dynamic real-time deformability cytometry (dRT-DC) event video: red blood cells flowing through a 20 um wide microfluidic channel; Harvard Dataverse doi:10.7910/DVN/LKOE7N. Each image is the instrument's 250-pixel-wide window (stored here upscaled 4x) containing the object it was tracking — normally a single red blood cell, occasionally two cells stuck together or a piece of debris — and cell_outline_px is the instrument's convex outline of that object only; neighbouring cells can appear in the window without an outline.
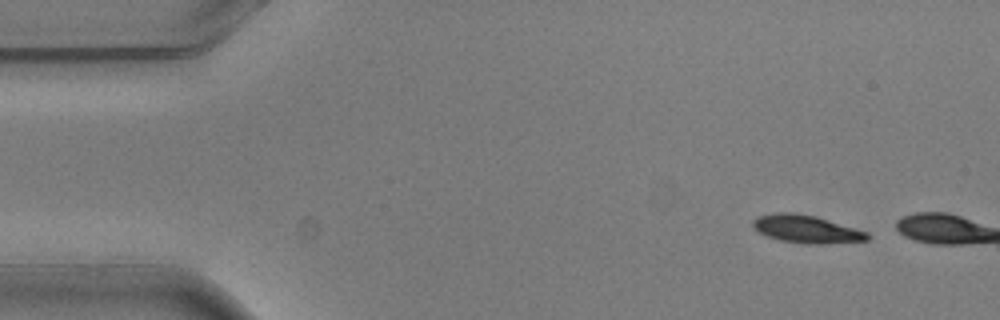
{"species": "common noctule bat (a hibernating species)", "species_latin": "Nyctalus noctula", "temperature_condition": "warm", "stored_images_in_passage": 2, "camera_frame_rate_fps": 3000, "um_per_image_px": 0.085, "animal": {"sex": "male", "body_mass_g": 20.5, "forearm_length_mm": 52.5}, "frame": {"image": 1, "passage_image": 1, "time_ms": 0.0, "image_size_px": [1000, 320], "cell_outline_px": [[872, 236], [868, 240], [824, 244], [808, 244], [780, 240], [768, 236], [752, 228], [752, 220], [760, 216], [776, 212], [792, 212], [816, 216], [856, 228], [868, 232]], "centroid_in_image_um": [68.57, 19.47], "position_along_channel_um": 16.4, "area_um2": 18.61}}